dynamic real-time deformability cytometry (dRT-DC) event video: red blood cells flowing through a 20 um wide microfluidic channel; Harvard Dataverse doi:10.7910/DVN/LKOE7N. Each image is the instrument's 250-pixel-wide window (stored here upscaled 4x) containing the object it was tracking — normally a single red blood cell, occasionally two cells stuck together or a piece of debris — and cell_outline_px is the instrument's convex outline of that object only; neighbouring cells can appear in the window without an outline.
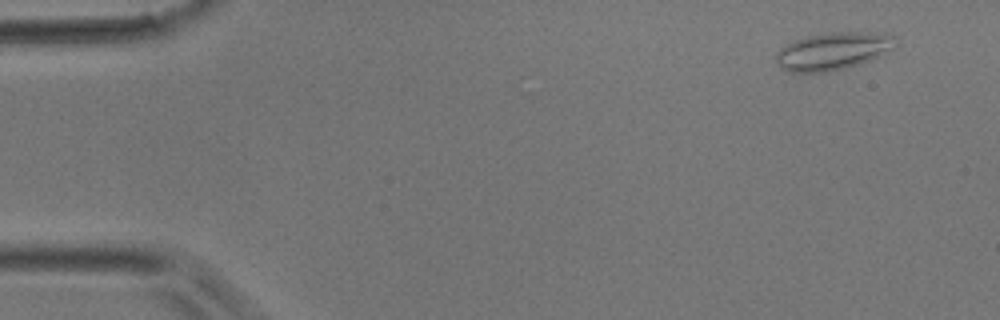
{"species": "common noctule bat (a hibernating species)", "species_latin": "Nyctalus noctula", "temperature_condition": "room temperature", "stored_images_in_passage": 4, "camera_frame_rate_fps": 3000, "um_per_image_px": 0.085, "animal": {"sex": "male", "body_mass_g": 17.9}, "frame": {"image": 1, "passage_image": 1, "time_ms": 0.0, "image_size_px": [1000, 320], "cell_outline_px": [[896, 36], [892, 48], [880, 56], [844, 68], [828, 72], [792, 72], [780, 68], [776, 60], [776, 52], [784, 44], [804, 36], [832, 32], [884, 32]], "centroid_in_image_um": [70.77, 4.32], "position_along_channel_um": 14.2, "area_um2": 26.18}}